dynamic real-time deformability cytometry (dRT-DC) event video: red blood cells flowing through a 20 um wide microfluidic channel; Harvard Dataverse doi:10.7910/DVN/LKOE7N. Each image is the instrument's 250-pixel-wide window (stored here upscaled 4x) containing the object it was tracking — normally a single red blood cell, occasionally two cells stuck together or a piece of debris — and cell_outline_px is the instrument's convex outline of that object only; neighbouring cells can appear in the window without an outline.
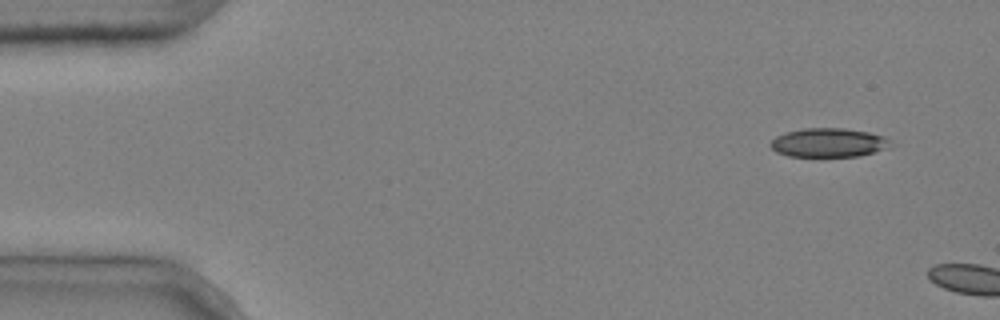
{"species": "common noctule bat (a hibernating species)", "species_latin": "Nyctalus noctula", "temperature_condition": "cold", "stored_images_in_passage": 2, "camera_frame_rate_fps": 3000, "um_per_image_px": 0.085, "animal": {"sex": "male", "body_mass_g": 20.4}, "frame": {"image": 1, "passage_image": 1, "time_ms": 0.0, "image_size_px": [1000, 320], "cell_outline_px": [[892, 148], [860, 156], [788, 156], [776, 152], [768, 144], [776, 136], [784, 132], [804, 128], [844, 128], [868, 132], [884, 136], [892, 144]], "centroid_in_image_um": [70.44, 12.12], "position_along_channel_um": 14.6, "area_um2": 20.46}}